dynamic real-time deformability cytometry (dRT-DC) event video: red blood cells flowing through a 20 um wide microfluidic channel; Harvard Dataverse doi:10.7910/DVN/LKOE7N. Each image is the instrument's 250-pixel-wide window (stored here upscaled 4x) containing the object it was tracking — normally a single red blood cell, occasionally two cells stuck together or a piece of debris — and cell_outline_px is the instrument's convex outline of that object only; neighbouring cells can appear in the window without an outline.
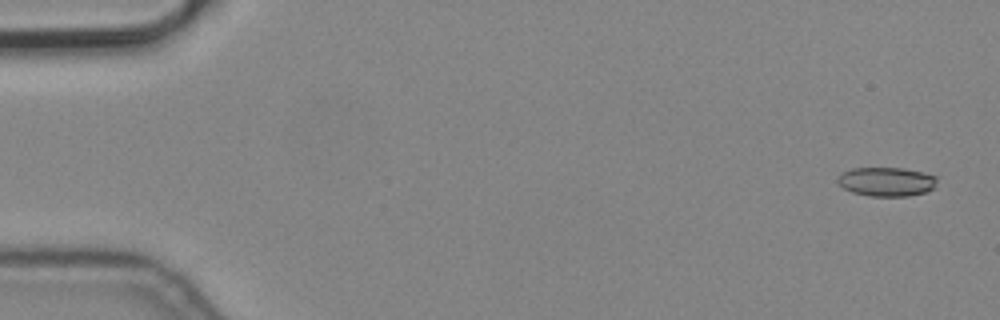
{"species": "common noctule bat (a hibernating species)", "species_latin": "Nyctalus noctula", "temperature_condition": "cold", "stored_images_in_passage": 5, "camera_frame_rate_fps": 3000, "um_per_image_px": 0.085, "animal": {"sex": "male", "body_mass_g": 19.2, "forearm_length_mm": 51.8}, "frame": {"image": 1, "passage_image": 1, "time_ms": 0.0, "image_size_px": [1000, 320], "cell_outline_px": [[936, 188], [924, 192], [908, 196], [872, 196], [852, 192], [844, 188], [836, 180], [840, 172], [852, 168], [904, 168], [924, 172], [936, 176]], "centroid_in_image_um": [75.35, 15.43], "position_along_channel_um": 9.6, "area_um2": 16.94}}
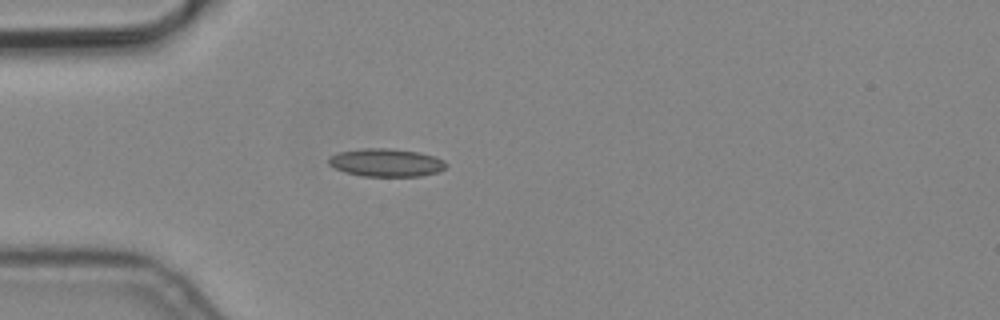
{"frame": {"image": 2, "passage_image": 5, "time_ms": 1.333, "image_size_px": [1000, 320], "cell_outline_px": [[448, 164], [440, 172], [420, 176], [364, 176], [344, 172], [328, 164], [328, 156], [340, 152], [364, 148], [388, 148], [420, 152], [436, 156], [444, 160]], "centroid_in_image_um": [32.85, 13.82], "position_along_channel_um": 52.1, "area_um2": 19.31}}